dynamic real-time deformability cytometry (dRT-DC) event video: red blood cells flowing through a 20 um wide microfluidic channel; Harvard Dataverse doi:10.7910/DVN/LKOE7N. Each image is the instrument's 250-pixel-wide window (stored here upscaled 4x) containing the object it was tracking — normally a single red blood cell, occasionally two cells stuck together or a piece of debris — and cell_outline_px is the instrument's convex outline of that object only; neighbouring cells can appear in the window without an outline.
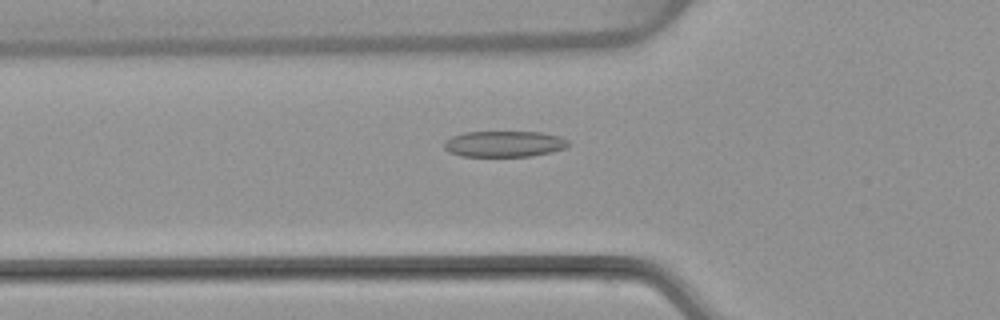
{"species": "common noctule bat (a hibernating species)", "species_latin": "Nyctalus noctula", "temperature_condition": "warm", "stored_images_in_passage": 53, "camera_frame_rate_fps": 3000, "um_per_image_px": 0.085, "animal": {"sex": "female", "body_mass_g": 22.7, "forearm_length_mm": 54.2}, "frame": {"image": 1, "passage_image": 19, "time_ms": 6.0, "image_size_px": [1000, 320], "cell_outline_px": [[568, 144], [564, 148], [552, 152], [528, 156], [460, 156], [448, 152], [444, 148], [444, 140], [452, 136], [464, 132], [544, 132], [560, 136], [568, 140]], "centroid_in_image_um": [42.83, 12.23], "position_along_channel_um": 83.0, "area_um2": 18.9}}
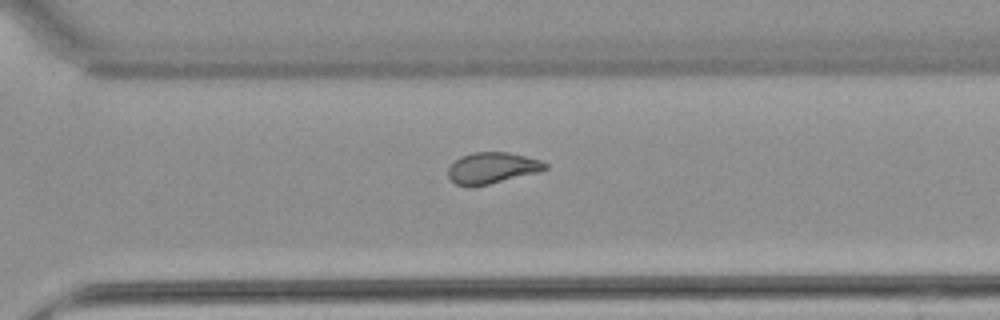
{"frame": {"image": 2, "passage_image": 38, "time_ms": 12.333, "image_size_px": [1000, 320], "cell_outline_px": [[548, 168], [540, 172], [472, 188], [468, 188], [456, 184], [448, 176], [448, 168], [460, 156], [472, 152], [508, 152], [540, 160], [548, 164]], "centroid_in_image_um": [41.82, 14.29], "position_along_channel_um": 328.8, "area_um2": 17.86}}
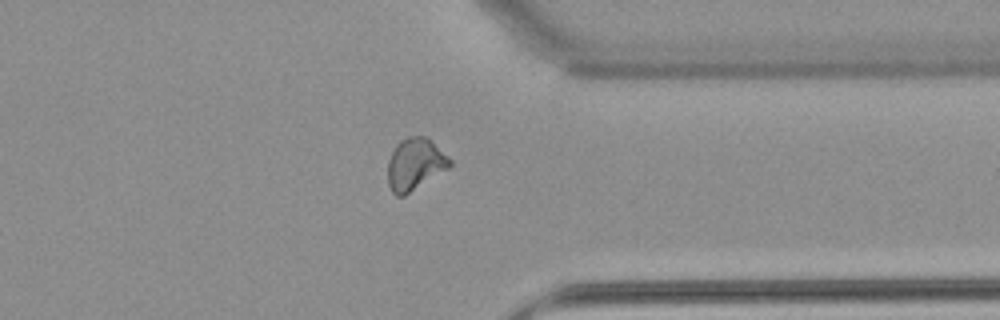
{"frame": {"image": 3, "passage_image": 42, "time_ms": 13.667, "image_size_px": [1000, 320], "cell_outline_px": [[452, 164], [448, 168], [404, 196], [396, 196], [392, 192], [388, 184], [388, 160], [396, 144], [400, 140], [408, 136], [428, 136], [452, 160]], "centroid_in_image_um": [35.27, 13.93], "position_along_channel_um": 376.1, "area_um2": 18.84}, "authors_computed_cell_mechanics": {"area_um2": 18.7272, "velocity_mm_per_s": 3.8812, "shape_relaxation_time_tau1_ms": 7.8067, "shape_relaxation_time_tau2_ms": 1.5465, "deformation_change_tau1": 0.2111, "deformation_change_tau2": 0.0808}}